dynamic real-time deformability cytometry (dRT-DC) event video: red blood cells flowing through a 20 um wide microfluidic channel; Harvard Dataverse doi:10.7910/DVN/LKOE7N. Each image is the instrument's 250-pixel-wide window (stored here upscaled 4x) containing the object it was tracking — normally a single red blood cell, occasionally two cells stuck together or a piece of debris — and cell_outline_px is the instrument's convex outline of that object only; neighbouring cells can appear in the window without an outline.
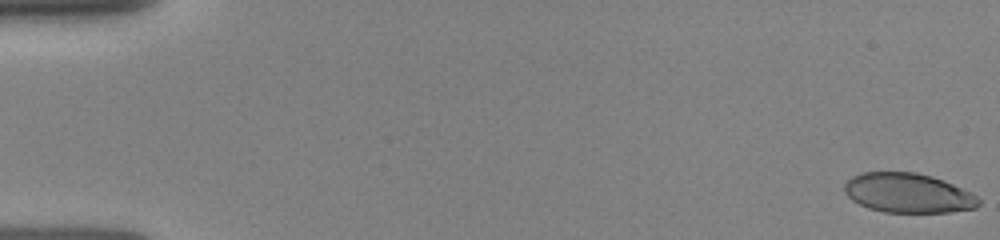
{"species": "human", "species_latin": "Homo sapiens", "temperature_condition": "room temperature", "stored_images_in_passage": 43, "camera_frame_rate_fps": 3000, "um_per_image_px": 0.085, "donor": {"sex": "female"}, "frame": {"image": 1, "passage_image": 1, "time_ms": 0.0, "image_size_px": [1000, 240], "cell_outline_px": [[980, 204], [976, 208], [948, 212], [884, 212], [868, 208], [852, 200], [844, 192], [844, 184], [852, 176], [864, 172], [916, 172], [932, 176], [952, 184], [976, 196], [980, 200]], "centroid_in_image_um": [77.15, 16.41], "position_along_channel_um": 7.8, "area_um2": 30.75}}
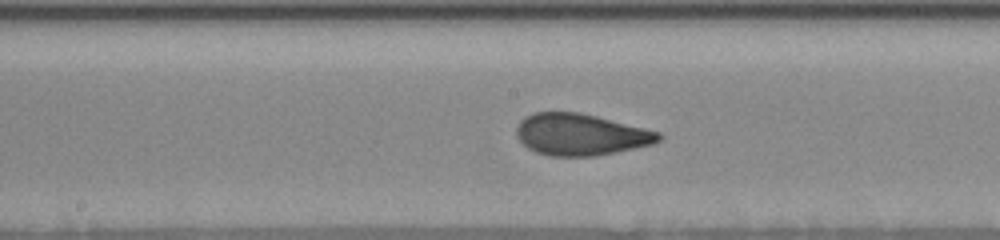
{"frame": {"image": 2, "passage_image": 23, "time_ms": 8.333, "image_size_px": [1000, 240], "cell_outline_px": [[664, 136], [660, 140], [652, 144], [616, 152], [596, 156], [548, 156], [536, 152], [528, 148], [516, 136], [516, 128], [520, 120], [524, 116], [532, 112], [580, 112], [660, 132]], "centroid_in_image_um": [49.33, 11.43], "position_along_channel_um": 198.9, "area_um2": 34.56}}
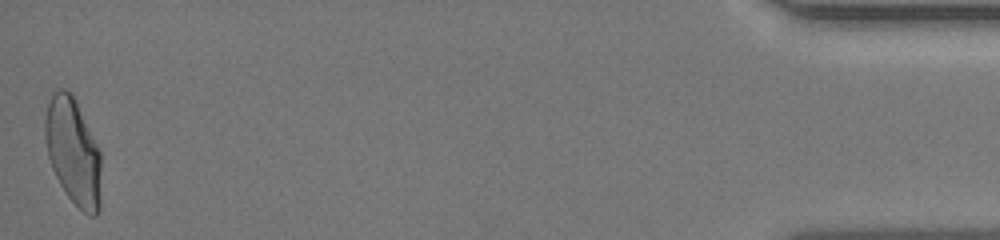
{"frame": {"image": 3, "passage_image": 43, "time_ms": 16.0, "image_size_px": [1000, 240], "cell_outline_px": [[100, 208], [96, 216], [88, 216], [68, 196], [60, 184], [52, 168], [48, 156], [44, 136], [44, 120], [48, 104], [52, 92], [56, 88], [64, 88], [72, 92], [100, 152]], "centroid_in_image_um": [6.2, 12.85], "position_along_channel_um": 429.0, "area_um2": 34.8}}